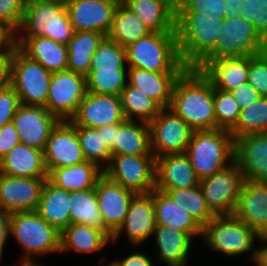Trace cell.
I'll return each mask as SVG.
<instances>
[{"label": "cell", "mask_w": 267, "mask_h": 266, "mask_svg": "<svg viewBox=\"0 0 267 266\" xmlns=\"http://www.w3.org/2000/svg\"><path fill=\"white\" fill-rule=\"evenodd\" d=\"M193 131L216 129L214 86L197 68H185L174 82L168 107Z\"/></svg>", "instance_id": "1"}, {"label": "cell", "mask_w": 267, "mask_h": 266, "mask_svg": "<svg viewBox=\"0 0 267 266\" xmlns=\"http://www.w3.org/2000/svg\"><path fill=\"white\" fill-rule=\"evenodd\" d=\"M224 19L194 11H176V39L186 68H197L216 48Z\"/></svg>", "instance_id": "2"}, {"label": "cell", "mask_w": 267, "mask_h": 266, "mask_svg": "<svg viewBox=\"0 0 267 266\" xmlns=\"http://www.w3.org/2000/svg\"><path fill=\"white\" fill-rule=\"evenodd\" d=\"M128 68H142L155 73H182L176 32H150L126 47Z\"/></svg>", "instance_id": "3"}, {"label": "cell", "mask_w": 267, "mask_h": 266, "mask_svg": "<svg viewBox=\"0 0 267 266\" xmlns=\"http://www.w3.org/2000/svg\"><path fill=\"white\" fill-rule=\"evenodd\" d=\"M185 154L202 180L234 162V140L230 131L218 128L193 131Z\"/></svg>", "instance_id": "4"}, {"label": "cell", "mask_w": 267, "mask_h": 266, "mask_svg": "<svg viewBox=\"0 0 267 266\" xmlns=\"http://www.w3.org/2000/svg\"><path fill=\"white\" fill-rule=\"evenodd\" d=\"M259 235L234 215L215 216L202 228L201 240L210 250L226 256H242L249 253L253 262L256 258L255 241Z\"/></svg>", "instance_id": "5"}, {"label": "cell", "mask_w": 267, "mask_h": 266, "mask_svg": "<svg viewBox=\"0 0 267 266\" xmlns=\"http://www.w3.org/2000/svg\"><path fill=\"white\" fill-rule=\"evenodd\" d=\"M10 236L23 250L22 259L60 254V232L35 211L9 215Z\"/></svg>", "instance_id": "6"}, {"label": "cell", "mask_w": 267, "mask_h": 266, "mask_svg": "<svg viewBox=\"0 0 267 266\" xmlns=\"http://www.w3.org/2000/svg\"><path fill=\"white\" fill-rule=\"evenodd\" d=\"M52 72L30 59L18 47L11 54L10 85L27 106L46 107Z\"/></svg>", "instance_id": "7"}, {"label": "cell", "mask_w": 267, "mask_h": 266, "mask_svg": "<svg viewBox=\"0 0 267 266\" xmlns=\"http://www.w3.org/2000/svg\"><path fill=\"white\" fill-rule=\"evenodd\" d=\"M267 50V42L258 34L254 25L239 16L224 19L215 50L197 67L200 69L209 59L251 57Z\"/></svg>", "instance_id": "8"}, {"label": "cell", "mask_w": 267, "mask_h": 266, "mask_svg": "<svg viewBox=\"0 0 267 266\" xmlns=\"http://www.w3.org/2000/svg\"><path fill=\"white\" fill-rule=\"evenodd\" d=\"M156 158L149 155H114L103 174L135 194L155 189Z\"/></svg>", "instance_id": "9"}, {"label": "cell", "mask_w": 267, "mask_h": 266, "mask_svg": "<svg viewBox=\"0 0 267 266\" xmlns=\"http://www.w3.org/2000/svg\"><path fill=\"white\" fill-rule=\"evenodd\" d=\"M244 181V174L235 162L200 180L207 207L214 216L234 214Z\"/></svg>", "instance_id": "10"}, {"label": "cell", "mask_w": 267, "mask_h": 266, "mask_svg": "<svg viewBox=\"0 0 267 266\" xmlns=\"http://www.w3.org/2000/svg\"><path fill=\"white\" fill-rule=\"evenodd\" d=\"M149 128L155 158L185 153L193 133L191 127L169 108H162L149 122Z\"/></svg>", "instance_id": "11"}, {"label": "cell", "mask_w": 267, "mask_h": 266, "mask_svg": "<svg viewBox=\"0 0 267 266\" xmlns=\"http://www.w3.org/2000/svg\"><path fill=\"white\" fill-rule=\"evenodd\" d=\"M86 93L85 76L69 70L54 72L51 75L45 108L60 121L70 120Z\"/></svg>", "instance_id": "12"}, {"label": "cell", "mask_w": 267, "mask_h": 266, "mask_svg": "<svg viewBox=\"0 0 267 266\" xmlns=\"http://www.w3.org/2000/svg\"><path fill=\"white\" fill-rule=\"evenodd\" d=\"M48 177H13L0 173V208L7 214L34 212Z\"/></svg>", "instance_id": "13"}, {"label": "cell", "mask_w": 267, "mask_h": 266, "mask_svg": "<svg viewBox=\"0 0 267 266\" xmlns=\"http://www.w3.org/2000/svg\"><path fill=\"white\" fill-rule=\"evenodd\" d=\"M156 229L155 207L152 192L135 194L131 199L126 217L119 229L112 235V244H116L118 238L125 234L127 241L141 247L144 242L153 235Z\"/></svg>", "instance_id": "14"}, {"label": "cell", "mask_w": 267, "mask_h": 266, "mask_svg": "<svg viewBox=\"0 0 267 266\" xmlns=\"http://www.w3.org/2000/svg\"><path fill=\"white\" fill-rule=\"evenodd\" d=\"M121 0H75L65 5L74 32L94 31L106 36Z\"/></svg>", "instance_id": "15"}, {"label": "cell", "mask_w": 267, "mask_h": 266, "mask_svg": "<svg viewBox=\"0 0 267 266\" xmlns=\"http://www.w3.org/2000/svg\"><path fill=\"white\" fill-rule=\"evenodd\" d=\"M43 153L48 173L55 168L77 165L86 161L76 129L70 120L59 121L53 128Z\"/></svg>", "instance_id": "16"}, {"label": "cell", "mask_w": 267, "mask_h": 266, "mask_svg": "<svg viewBox=\"0 0 267 266\" xmlns=\"http://www.w3.org/2000/svg\"><path fill=\"white\" fill-rule=\"evenodd\" d=\"M60 120L42 106L20 105L12 118L21 143L44 151L53 128Z\"/></svg>", "instance_id": "17"}, {"label": "cell", "mask_w": 267, "mask_h": 266, "mask_svg": "<svg viewBox=\"0 0 267 266\" xmlns=\"http://www.w3.org/2000/svg\"><path fill=\"white\" fill-rule=\"evenodd\" d=\"M74 125L99 128L126 121L120 96L87 92L75 115Z\"/></svg>", "instance_id": "18"}, {"label": "cell", "mask_w": 267, "mask_h": 266, "mask_svg": "<svg viewBox=\"0 0 267 266\" xmlns=\"http://www.w3.org/2000/svg\"><path fill=\"white\" fill-rule=\"evenodd\" d=\"M234 162L245 180L267 182V132L235 139Z\"/></svg>", "instance_id": "19"}, {"label": "cell", "mask_w": 267, "mask_h": 266, "mask_svg": "<svg viewBox=\"0 0 267 266\" xmlns=\"http://www.w3.org/2000/svg\"><path fill=\"white\" fill-rule=\"evenodd\" d=\"M95 191L103 224L113 235L123 223L135 193L111 181L104 174L98 179Z\"/></svg>", "instance_id": "20"}, {"label": "cell", "mask_w": 267, "mask_h": 266, "mask_svg": "<svg viewBox=\"0 0 267 266\" xmlns=\"http://www.w3.org/2000/svg\"><path fill=\"white\" fill-rule=\"evenodd\" d=\"M233 215L259 236L267 235V182L245 180Z\"/></svg>", "instance_id": "21"}, {"label": "cell", "mask_w": 267, "mask_h": 266, "mask_svg": "<svg viewBox=\"0 0 267 266\" xmlns=\"http://www.w3.org/2000/svg\"><path fill=\"white\" fill-rule=\"evenodd\" d=\"M199 184L200 179L185 153L156 158L155 189L165 193L167 190L191 188Z\"/></svg>", "instance_id": "22"}, {"label": "cell", "mask_w": 267, "mask_h": 266, "mask_svg": "<svg viewBox=\"0 0 267 266\" xmlns=\"http://www.w3.org/2000/svg\"><path fill=\"white\" fill-rule=\"evenodd\" d=\"M16 43L26 56L37 61L48 71L54 73L67 70L68 49L66 44L42 36L16 37Z\"/></svg>", "instance_id": "23"}, {"label": "cell", "mask_w": 267, "mask_h": 266, "mask_svg": "<svg viewBox=\"0 0 267 266\" xmlns=\"http://www.w3.org/2000/svg\"><path fill=\"white\" fill-rule=\"evenodd\" d=\"M150 30L176 32V0H121Z\"/></svg>", "instance_id": "24"}, {"label": "cell", "mask_w": 267, "mask_h": 266, "mask_svg": "<svg viewBox=\"0 0 267 266\" xmlns=\"http://www.w3.org/2000/svg\"><path fill=\"white\" fill-rule=\"evenodd\" d=\"M160 262L166 266H187L193 238L186 232L172 227L156 225L153 232ZM158 248V249H157Z\"/></svg>", "instance_id": "25"}, {"label": "cell", "mask_w": 267, "mask_h": 266, "mask_svg": "<svg viewBox=\"0 0 267 266\" xmlns=\"http://www.w3.org/2000/svg\"><path fill=\"white\" fill-rule=\"evenodd\" d=\"M0 173L13 177H48L44 153L20 142L0 159Z\"/></svg>", "instance_id": "26"}, {"label": "cell", "mask_w": 267, "mask_h": 266, "mask_svg": "<svg viewBox=\"0 0 267 266\" xmlns=\"http://www.w3.org/2000/svg\"><path fill=\"white\" fill-rule=\"evenodd\" d=\"M200 70L215 89L231 92L239 85L247 83L249 57L209 59Z\"/></svg>", "instance_id": "27"}, {"label": "cell", "mask_w": 267, "mask_h": 266, "mask_svg": "<svg viewBox=\"0 0 267 266\" xmlns=\"http://www.w3.org/2000/svg\"><path fill=\"white\" fill-rule=\"evenodd\" d=\"M111 243L105 231L85 224L71 223L60 233V253H99Z\"/></svg>", "instance_id": "28"}, {"label": "cell", "mask_w": 267, "mask_h": 266, "mask_svg": "<svg viewBox=\"0 0 267 266\" xmlns=\"http://www.w3.org/2000/svg\"><path fill=\"white\" fill-rule=\"evenodd\" d=\"M181 73H155L142 68H128L127 83L168 108L175 80Z\"/></svg>", "instance_id": "29"}, {"label": "cell", "mask_w": 267, "mask_h": 266, "mask_svg": "<svg viewBox=\"0 0 267 266\" xmlns=\"http://www.w3.org/2000/svg\"><path fill=\"white\" fill-rule=\"evenodd\" d=\"M110 150L112 156L152 154L149 123L129 120L116 123V136Z\"/></svg>", "instance_id": "30"}, {"label": "cell", "mask_w": 267, "mask_h": 266, "mask_svg": "<svg viewBox=\"0 0 267 266\" xmlns=\"http://www.w3.org/2000/svg\"><path fill=\"white\" fill-rule=\"evenodd\" d=\"M69 192L46 180L36 213L60 233L70 224Z\"/></svg>", "instance_id": "31"}, {"label": "cell", "mask_w": 267, "mask_h": 266, "mask_svg": "<svg viewBox=\"0 0 267 266\" xmlns=\"http://www.w3.org/2000/svg\"><path fill=\"white\" fill-rule=\"evenodd\" d=\"M155 207L156 225L172 227L188 233L193 239L202 237V228L194 221L189 213L164 192L157 189L152 191Z\"/></svg>", "instance_id": "32"}, {"label": "cell", "mask_w": 267, "mask_h": 266, "mask_svg": "<svg viewBox=\"0 0 267 266\" xmlns=\"http://www.w3.org/2000/svg\"><path fill=\"white\" fill-rule=\"evenodd\" d=\"M103 175V170L96 164L88 161L52 169L47 180L54 186L68 192L95 188L98 179Z\"/></svg>", "instance_id": "33"}, {"label": "cell", "mask_w": 267, "mask_h": 266, "mask_svg": "<svg viewBox=\"0 0 267 266\" xmlns=\"http://www.w3.org/2000/svg\"><path fill=\"white\" fill-rule=\"evenodd\" d=\"M105 37L104 33L94 31L74 32L72 39L66 44L67 70L86 77L90 72L93 54Z\"/></svg>", "instance_id": "34"}, {"label": "cell", "mask_w": 267, "mask_h": 266, "mask_svg": "<svg viewBox=\"0 0 267 266\" xmlns=\"http://www.w3.org/2000/svg\"><path fill=\"white\" fill-rule=\"evenodd\" d=\"M65 12V5L59 0H36L25 4L24 16L16 37L41 36L44 22L54 16H62Z\"/></svg>", "instance_id": "35"}, {"label": "cell", "mask_w": 267, "mask_h": 266, "mask_svg": "<svg viewBox=\"0 0 267 266\" xmlns=\"http://www.w3.org/2000/svg\"><path fill=\"white\" fill-rule=\"evenodd\" d=\"M150 30L140 18L122 1L114 14L111 30L107 37L122 47H127L138 39L147 36Z\"/></svg>", "instance_id": "36"}, {"label": "cell", "mask_w": 267, "mask_h": 266, "mask_svg": "<svg viewBox=\"0 0 267 266\" xmlns=\"http://www.w3.org/2000/svg\"><path fill=\"white\" fill-rule=\"evenodd\" d=\"M69 200L70 224L78 223L95 227L112 237V234L103 224L95 188L69 192Z\"/></svg>", "instance_id": "37"}, {"label": "cell", "mask_w": 267, "mask_h": 266, "mask_svg": "<svg viewBox=\"0 0 267 266\" xmlns=\"http://www.w3.org/2000/svg\"><path fill=\"white\" fill-rule=\"evenodd\" d=\"M120 98L125 118L129 121L149 123L162 109L153 99L128 83Z\"/></svg>", "instance_id": "38"}, {"label": "cell", "mask_w": 267, "mask_h": 266, "mask_svg": "<svg viewBox=\"0 0 267 266\" xmlns=\"http://www.w3.org/2000/svg\"><path fill=\"white\" fill-rule=\"evenodd\" d=\"M74 128L86 161L104 170L111 160L112 153L102 138V127L88 128L74 125Z\"/></svg>", "instance_id": "39"}, {"label": "cell", "mask_w": 267, "mask_h": 266, "mask_svg": "<svg viewBox=\"0 0 267 266\" xmlns=\"http://www.w3.org/2000/svg\"><path fill=\"white\" fill-rule=\"evenodd\" d=\"M165 193L176 205L189 213L201 228L215 217L207 207L199 185L191 188L167 190Z\"/></svg>", "instance_id": "40"}, {"label": "cell", "mask_w": 267, "mask_h": 266, "mask_svg": "<svg viewBox=\"0 0 267 266\" xmlns=\"http://www.w3.org/2000/svg\"><path fill=\"white\" fill-rule=\"evenodd\" d=\"M267 132V97L240 110L235 127L230 131L233 140L253 133Z\"/></svg>", "instance_id": "41"}, {"label": "cell", "mask_w": 267, "mask_h": 266, "mask_svg": "<svg viewBox=\"0 0 267 266\" xmlns=\"http://www.w3.org/2000/svg\"><path fill=\"white\" fill-rule=\"evenodd\" d=\"M128 69L90 70L87 92L120 96L127 85Z\"/></svg>", "instance_id": "42"}, {"label": "cell", "mask_w": 267, "mask_h": 266, "mask_svg": "<svg viewBox=\"0 0 267 266\" xmlns=\"http://www.w3.org/2000/svg\"><path fill=\"white\" fill-rule=\"evenodd\" d=\"M115 69H128L126 48L106 36L93 54L90 70Z\"/></svg>", "instance_id": "43"}, {"label": "cell", "mask_w": 267, "mask_h": 266, "mask_svg": "<svg viewBox=\"0 0 267 266\" xmlns=\"http://www.w3.org/2000/svg\"><path fill=\"white\" fill-rule=\"evenodd\" d=\"M240 107L231 92L214 88L216 129L231 131L238 122Z\"/></svg>", "instance_id": "44"}, {"label": "cell", "mask_w": 267, "mask_h": 266, "mask_svg": "<svg viewBox=\"0 0 267 266\" xmlns=\"http://www.w3.org/2000/svg\"><path fill=\"white\" fill-rule=\"evenodd\" d=\"M243 19L254 25L267 42V0H242L239 8Z\"/></svg>", "instance_id": "45"}, {"label": "cell", "mask_w": 267, "mask_h": 266, "mask_svg": "<svg viewBox=\"0 0 267 266\" xmlns=\"http://www.w3.org/2000/svg\"><path fill=\"white\" fill-rule=\"evenodd\" d=\"M247 82L252 85L262 97H267V50L249 57Z\"/></svg>", "instance_id": "46"}, {"label": "cell", "mask_w": 267, "mask_h": 266, "mask_svg": "<svg viewBox=\"0 0 267 266\" xmlns=\"http://www.w3.org/2000/svg\"><path fill=\"white\" fill-rule=\"evenodd\" d=\"M74 34L67 12L62 16H54L44 22L42 37L52 39L58 43L67 44Z\"/></svg>", "instance_id": "47"}, {"label": "cell", "mask_w": 267, "mask_h": 266, "mask_svg": "<svg viewBox=\"0 0 267 266\" xmlns=\"http://www.w3.org/2000/svg\"><path fill=\"white\" fill-rule=\"evenodd\" d=\"M224 0H176V11L201 12L204 15L225 19Z\"/></svg>", "instance_id": "48"}, {"label": "cell", "mask_w": 267, "mask_h": 266, "mask_svg": "<svg viewBox=\"0 0 267 266\" xmlns=\"http://www.w3.org/2000/svg\"><path fill=\"white\" fill-rule=\"evenodd\" d=\"M24 6L21 0H0V23L17 32L24 16Z\"/></svg>", "instance_id": "49"}, {"label": "cell", "mask_w": 267, "mask_h": 266, "mask_svg": "<svg viewBox=\"0 0 267 266\" xmlns=\"http://www.w3.org/2000/svg\"><path fill=\"white\" fill-rule=\"evenodd\" d=\"M20 105L19 96L11 85L0 91V128L12 122Z\"/></svg>", "instance_id": "50"}, {"label": "cell", "mask_w": 267, "mask_h": 266, "mask_svg": "<svg viewBox=\"0 0 267 266\" xmlns=\"http://www.w3.org/2000/svg\"><path fill=\"white\" fill-rule=\"evenodd\" d=\"M20 143L19 134L12 122L0 128V159Z\"/></svg>", "instance_id": "51"}, {"label": "cell", "mask_w": 267, "mask_h": 266, "mask_svg": "<svg viewBox=\"0 0 267 266\" xmlns=\"http://www.w3.org/2000/svg\"><path fill=\"white\" fill-rule=\"evenodd\" d=\"M235 99L237 100L240 109H243L253 102H256L260 97V93L248 82L239 85L237 88L231 91Z\"/></svg>", "instance_id": "52"}, {"label": "cell", "mask_w": 267, "mask_h": 266, "mask_svg": "<svg viewBox=\"0 0 267 266\" xmlns=\"http://www.w3.org/2000/svg\"><path fill=\"white\" fill-rule=\"evenodd\" d=\"M16 47V32L8 25L0 23V57L11 56Z\"/></svg>", "instance_id": "53"}, {"label": "cell", "mask_w": 267, "mask_h": 266, "mask_svg": "<svg viewBox=\"0 0 267 266\" xmlns=\"http://www.w3.org/2000/svg\"><path fill=\"white\" fill-rule=\"evenodd\" d=\"M106 264L107 266H154L151 258L141 250L132 252L121 260H114Z\"/></svg>", "instance_id": "54"}, {"label": "cell", "mask_w": 267, "mask_h": 266, "mask_svg": "<svg viewBox=\"0 0 267 266\" xmlns=\"http://www.w3.org/2000/svg\"><path fill=\"white\" fill-rule=\"evenodd\" d=\"M11 56L0 57V91L10 86Z\"/></svg>", "instance_id": "55"}, {"label": "cell", "mask_w": 267, "mask_h": 266, "mask_svg": "<svg viewBox=\"0 0 267 266\" xmlns=\"http://www.w3.org/2000/svg\"><path fill=\"white\" fill-rule=\"evenodd\" d=\"M10 236L9 214L0 208V259L3 257L5 243Z\"/></svg>", "instance_id": "56"}, {"label": "cell", "mask_w": 267, "mask_h": 266, "mask_svg": "<svg viewBox=\"0 0 267 266\" xmlns=\"http://www.w3.org/2000/svg\"><path fill=\"white\" fill-rule=\"evenodd\" d=\"M257 242H261L260 247L257 246L255 266H267V235L260 236Z\"/></svg>", "instance_id": "57"}, {"label": "cell", "mask_w": 267, "mask_h": 266, "mask_svg": "<svg viewBox=\"0 0 267 266\" xmlns=\"http://www.w3.org/2000/svg\"><path fill=\"white\" fill-rule=\"evenodd\" d=\"M225 1V19L232 20L241 16L240 7L242 0H224Z\"/></svg>", "instance_id": "58"}, {"label": "cell", "mask_w": 267, "mask_h": 266, "mask_svg": "<svg viewBox=\"0 0 267 266\" xmlns=\"http://www.w3.org/2000/svg\"><path fill=\"white\" fill-rule=\"evenodd\" d=\"M116 136V123L111 125L102 126V138L105 143L111 149L114 145V140Z\"/></svg>", "instance_id": "59"}, {"label": "cell", "mask_w": 267, "mask_h": 266, "mask_svg": "<svg viewBox=\"0 0 267 266\" xmlns=\"http://www.w3.org/2000/svg\"><path fill=\"white\" fill-rule=\"evenodd\" d=\"M19 266H45L43 263L39 261H35L34 259H20Z\"/></svg>", "instance_id": "60"}, {"label": "cell", "mask_w": 267, "mask_h": 266, "mask_svg": "<svg viewBox=\"0 0 267 266\" xmlns=\"http://www.w3.org/2000/svg\"><path fill=\"white\" fill-rule=\"evenodd\" d=\"M62 4L66 5L72 1H75V0H59Z\"/></svg>", "instance_id": "61"}, {"label": "cell", "mask_w": 267, "mask_h": 266, "mask_svg": "<svg viewBox=\"0 0 267 266\" xmlns=\"http://www.w3.org/2000/svg\"><path fill=\"white\" fill-rule=\"evenodd\" d=\"M24 4H27V3H30V2H33V1H36V0H21Z\"/></svg>", "instance_id": "62"}]
</instances>
